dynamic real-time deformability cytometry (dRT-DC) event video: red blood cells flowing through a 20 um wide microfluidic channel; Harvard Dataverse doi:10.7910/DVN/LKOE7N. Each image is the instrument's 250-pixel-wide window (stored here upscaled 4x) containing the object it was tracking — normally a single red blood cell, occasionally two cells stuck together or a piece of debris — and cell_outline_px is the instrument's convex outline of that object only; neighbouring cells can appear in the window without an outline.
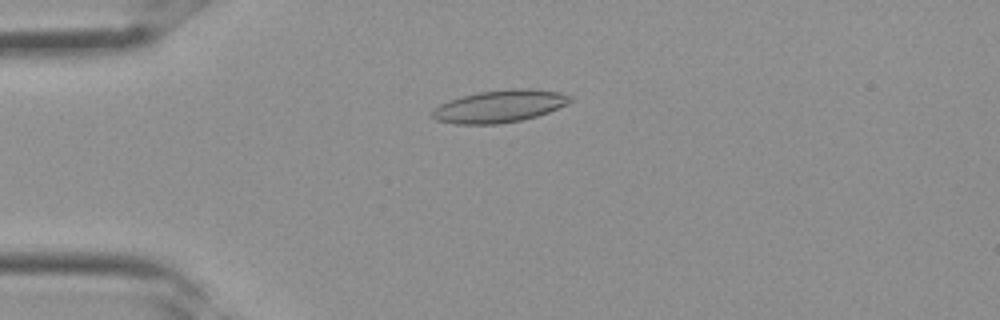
{"species": "Egyptian fruit bat (a non-hibernating species)", "species_latin": "Rousettus aegyptiacus", "temperature_condition": "room temperature", "stored_images_in_passage": 27, "camera_frame_rate_fps": 3000, "um_per_image_px": 0.085, "frame": {"image": 1, "passage_image": 2, "time_ms": 0.333, "image_size_px": [1000, 320], "cell_outline_px": [[572, 100], [548, 112], [536, 116], [520, 120], [500, 124], [456, 124], [436, 120], [432, 116], [432, 112], [440, 104], [448, 100], [480, 92], [512, 88], [528, 88], [560, 92], [572, 96]], "centroid_in_image_um": [42.46, 9.03], "position_along_channel_um": 42.5, "area_um2": 25.72}}
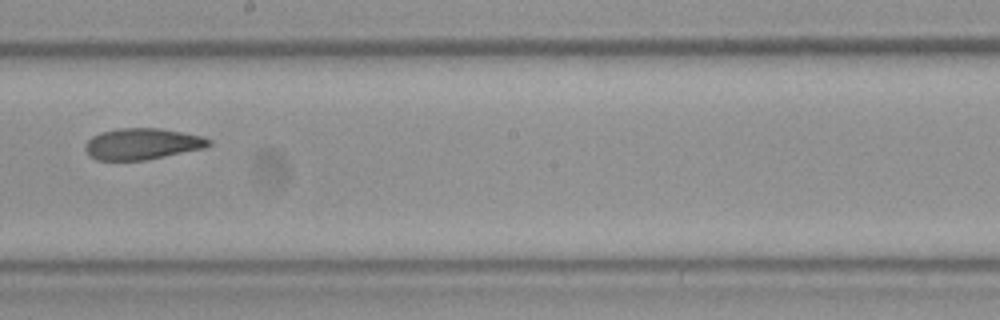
{"frame": {"image": 2, "passage_image": 13, "time_ms": 4.0, "image_size_px": [1000, 320], "cell_outline_px": [[212, 144], [204, 148], [144, 160], [96, 160], [88, 156], [84, 148], [84, 144], [92, 136], [100, 132], [116, 128], [160, 128], [200, 136], [212, 140]], "centroid_in_image_um": [12.03, 12.23], "position_along_channel_um": 236.2, "area_um2": 22.54}}
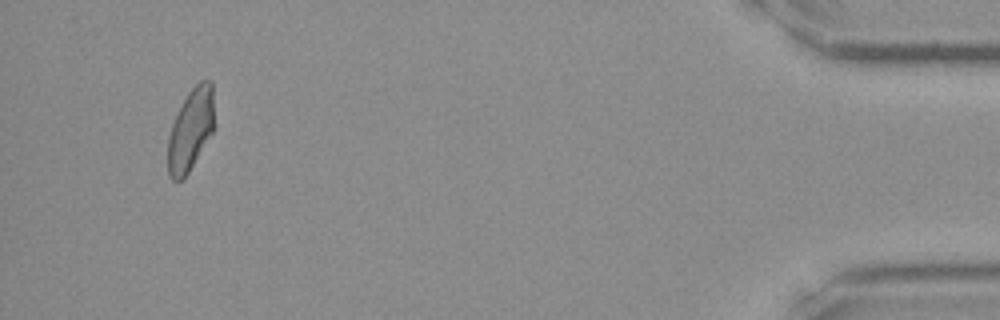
{"frame": {"image": 3, "passage_image": 26, "time_ms": 8.333, "image_size_px": [1000, 320], "cell_outline_px": [[216, 128], [188, 172], [180, 180], [172, 180], [168, 176], [168, 136], [172, 124], [188, 92], [200, 80], [212, 80]], "centroid_in_image_um": [16.25, 10.99], "position_along_channel_um": 419.0, "area_um2": 22.43}}